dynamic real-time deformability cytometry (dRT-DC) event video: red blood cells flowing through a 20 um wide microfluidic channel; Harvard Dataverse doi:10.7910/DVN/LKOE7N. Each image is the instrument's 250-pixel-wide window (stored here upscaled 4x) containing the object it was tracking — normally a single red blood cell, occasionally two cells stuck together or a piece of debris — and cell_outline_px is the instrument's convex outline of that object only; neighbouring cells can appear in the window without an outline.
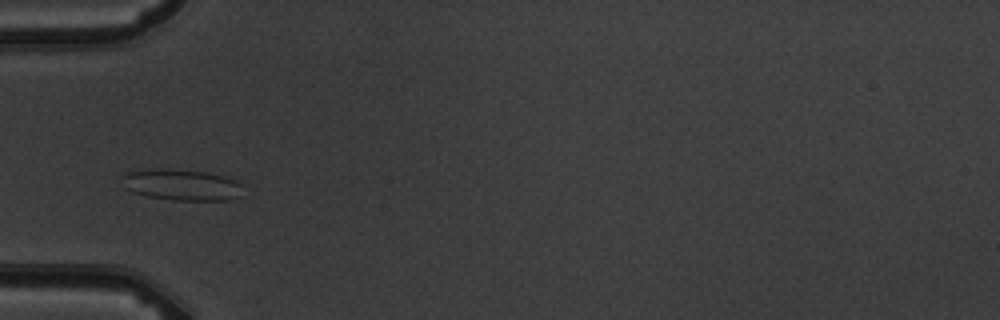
{"species": "common noctule bat (a hibernating species)", "species_latin": "Nyctalus noctula", "temperature_condition": "warm", "stored_images_in_passage": 9, "camera_frame_rate_fps": 3000, "um_per_image_px": 0.085, "animal": {"sex": "male", "body_mass_g": 19.5, "forearm_length_mm": 54.6}, "frame": {"image": 1, "passage_image": 3, "time_ms": 3.333, "image_size_px": [1000, 320], "cell_outline_px": [[244, 196], [228, 200], [172, 200], [148, 196], [132, 192], [124, 188], [124, 172], [164, 168], [168, 168], [204, 172], [224, 176], [236, 180], [240, 184]], "centroid_in_image_um": [15.48, 15.72], "position_along_channel_um": 69.5, "area_um2": 22.02}}
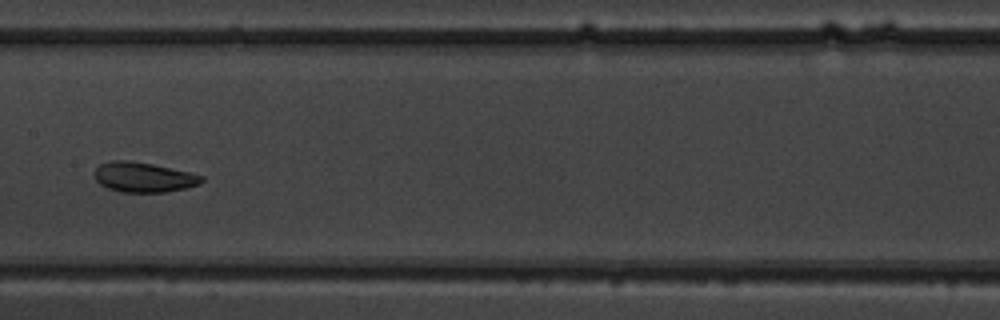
{"frame": {"image": 2, "passage_image": 6, "time_ms": 6.667, "image_size_px": [1000, 320], "cell_outline_px": [[204, 180], [200, 184], [184, 188], [164, 192], [120, 192], [108, 188], [100, 184], [96, 180], [96, 168], [100, 164], [112, 160], [128, 160], [152, 164], [188, 172], [204, 176]], "centroid_in_image_um": [12.2, 15.06], "position_along_channel_um": 195.2, "area_um2": 18.5}}
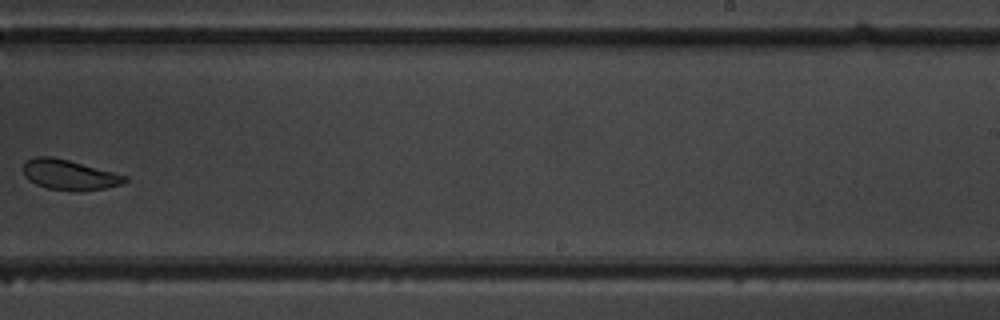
{"frame": {"image": 3, "passage_image": 8, "time_ms": 9.0, "image_size_px": [1000, 320], "cell_outline_px": [[128, 180], [120, 184], [104, 188], [48, 188], [36, 184], [28, 180], [24, 176], [24, 164], [28, 160], [36, 156], [52, 156], [68, 160], [128, 176]], "centroid_in_image_um": [5.85, 14.8], "position_along_channel_um": 283.2, "area_um2": 16.94}}